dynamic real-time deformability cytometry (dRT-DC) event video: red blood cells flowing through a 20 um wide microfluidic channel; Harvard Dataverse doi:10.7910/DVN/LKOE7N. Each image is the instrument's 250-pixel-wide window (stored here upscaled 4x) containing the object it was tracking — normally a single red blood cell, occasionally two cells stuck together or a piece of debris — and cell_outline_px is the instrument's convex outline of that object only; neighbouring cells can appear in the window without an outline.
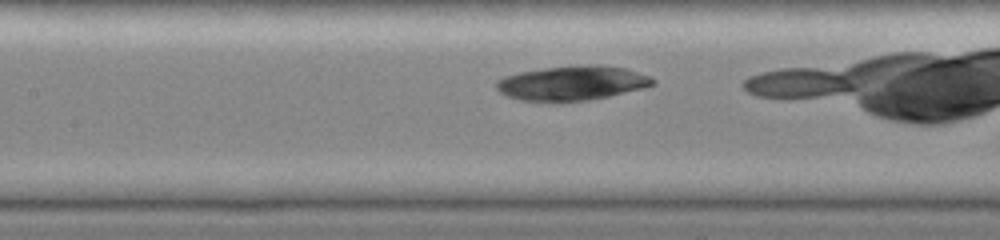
{"species": "common noctule bat (a hibernating species)", "species_latin": "Nyctalus noctula", "temperature_condition": "cold", "stored_images_in_passage": 17, "camera_frame_rate_fps": 3000, "um_per_image_px": 0.085, "animal": {"sex": "female", "body_mass_g": 19.0, "forearm_length_mm": 51.5}, "frame": {"image": 1, "passage_image": 8, "time_ms": 2.333, "image_size_px": [1000, 240], "cell_outline_px": [[656, 84], [644, 88], [608, 96], [588, 100], [556, 104], [520, 100], [508, 96], [500, 92], [496, 88], [496, 80], [504, 76], [520, 72], [548, 68], [588, 64], [600, 64], [628, 68], [648, 76], [656, 80]], "centroid_in_image_um": [48.63, 7.09], "position_along_channel_um": 158.8, "area_um2": 32.08}}